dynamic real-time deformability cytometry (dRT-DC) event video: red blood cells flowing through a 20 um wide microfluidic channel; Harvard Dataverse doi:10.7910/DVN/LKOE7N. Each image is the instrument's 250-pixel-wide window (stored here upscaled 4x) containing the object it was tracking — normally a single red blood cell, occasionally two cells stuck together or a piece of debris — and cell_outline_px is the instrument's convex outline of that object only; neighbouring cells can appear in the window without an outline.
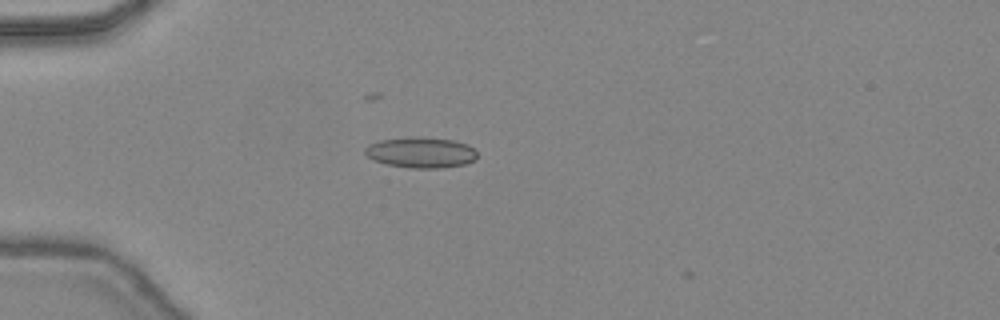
{"species": "common noctule bat (a hibernating species)", "species_latin": "Nyctalus noctula", "temperature_condition": "warm", "stored_images_in_passage": 34, "camera_frame_rate_fps": 3000, "um_per_image_px": 0.085, "animal": {"sex": "female", "body_mass_g": 24.6, "forearm_length_mm": 56.2}, "frame": {"image": 1, "passage_image": 1, "time_ms": 0.0, "image_size_px": [1000, 320], "cell_outline_px": [[476, 160], [464, 164], [444, 168], [408, 168], [388, 164], [372, 160], [364, 152], [364, 148], [368, 144], [380, 140], [412, 136], [420, 136], [452, 140], [468, 144], [476, 152]], "centroid_in_image_um": [35.76, 12.95], "position_along_channel_um": 49.2, "area_um2": 20.29}}
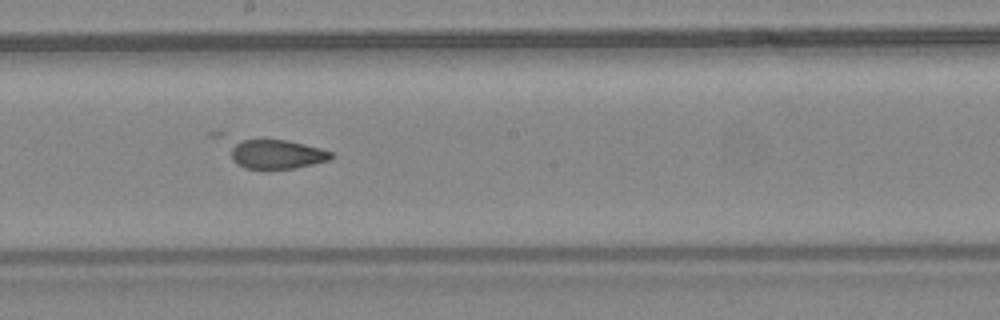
{"frame": {"image": 2, "passage_image": 14, "time_ms": 4.333, "image_size_px": [1000, 320], "cell_outline_px": [[332, 156], [328, 160], [296, 168], [244, 168], [236, 164], [232, 160], [232, 140], [284, 140], [304, 144], [320, 148], [332, 152]], "centroid_in_image_um": [23.48, 13.1], "position_along_channel_um": 224.7, "area_um2": 16.88}}
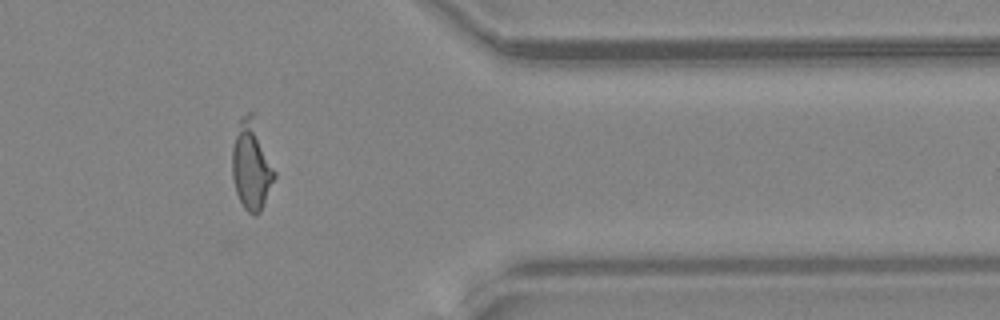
{"frame": {"image": 3, "passage_image": 26, "time_ms": 8.333, "image_size_px": [1000, 320], "cell_outline_px": [[276, 176], [264, 204], [260, 212], [256, 216], [252, 216], [244, 208], [236, 192], [232, 176], [232, 148], [240, 116], [248, 112], [252, 112], [276, 172]], "centroid_in_image_um": [21.37, 14.08], "position_along_channel_um": 390.0, "area_um2": 21.96}, "authors_computed_cell_mechanics": {"area_um2": 19.4786, "velocity_mm_per_s": 4.5107, "shape_relaxation_time_tau1_ms": null, "shape_relaxation_time_tau2_ms": 2.9638, "deformation_change_tau1": null, "deformation_change_tau2": 0.1589}}